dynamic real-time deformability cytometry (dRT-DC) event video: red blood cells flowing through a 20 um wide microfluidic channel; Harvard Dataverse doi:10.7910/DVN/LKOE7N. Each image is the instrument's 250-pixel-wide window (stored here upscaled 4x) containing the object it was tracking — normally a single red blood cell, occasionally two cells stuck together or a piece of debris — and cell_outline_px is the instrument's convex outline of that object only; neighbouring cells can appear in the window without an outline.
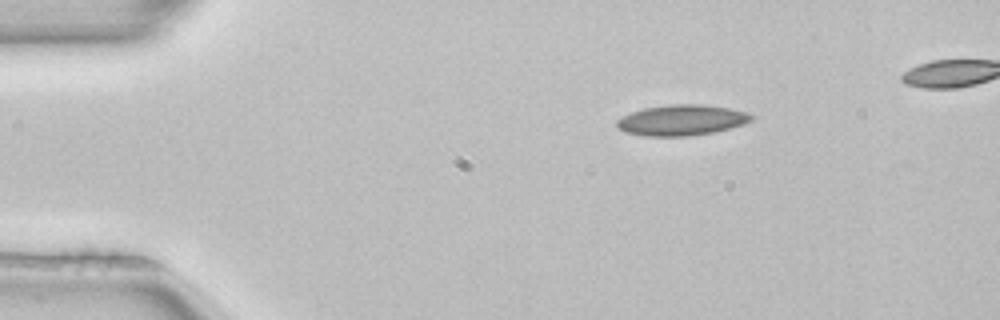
{"species": "common noctule bat (a hibernating species)", "species_latin": "Nyctalus noctula", "temperature_condition": "room temperature", "stored_images_in_passage": 3, "camera_frame_rate_fps": 3000, "um_per_image_px": 0.085, "animal": {"sex": "female", "body_mass_g": 22.7, "forearm_length_mm": 54.2}, "frame": {"image": 1, "passage_image": 1, "time_ms": 0.0, "image_size_px": [1000, 320], "cell_outline_px": [[756, 116], [752, 120], [744, 124], [712, 132], [688, 136], [644, 136], [624, 132], [616, 124], [616, 120], [620, 116], [644, 108], [672, 104], [700, 104], [728, 108], [748, 112]], "centroid_in_image_um": [57.93, 10.21], "position_along_channel_um": 27.1, "area_um2": 24.04}}